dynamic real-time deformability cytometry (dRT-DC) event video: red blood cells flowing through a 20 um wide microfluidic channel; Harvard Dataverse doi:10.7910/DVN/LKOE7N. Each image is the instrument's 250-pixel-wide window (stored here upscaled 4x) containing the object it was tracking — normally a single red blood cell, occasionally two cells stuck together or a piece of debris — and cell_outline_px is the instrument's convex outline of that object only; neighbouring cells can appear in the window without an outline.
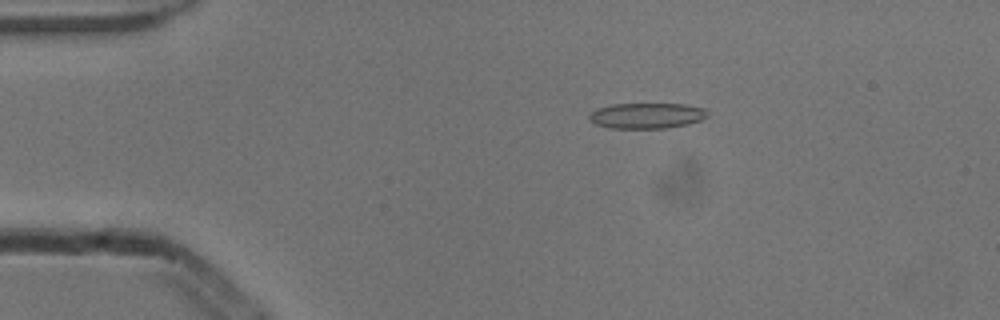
{"species": "common noctule bat (a hibernating species)", "species_latin": "Nyctalus noctula", "temperature_condition": "cold", "stored_images_in_passage": 53, "camera_frame_rate_fps": 3000, "um_per_image_px": 0.085, "animal": {"sex": "male", "body_mass_g": 13.3}, "frame": {"image": 1, "passage_image": 10, "time_ms": 3.0, "image_size_px": [1000, 320], "cell_outline_px": [[708, 116], [700, 120], [688, 124], [668, 128], [612, 128], [596, 124], [588, 116], [596, 108], [612, 104], [684, 104], [704, 108], [708, 112]], "centroid_in_image_um": [55.0, 9.83], "position_along_channel_um": 30.0, "area_um2": 17.57}}
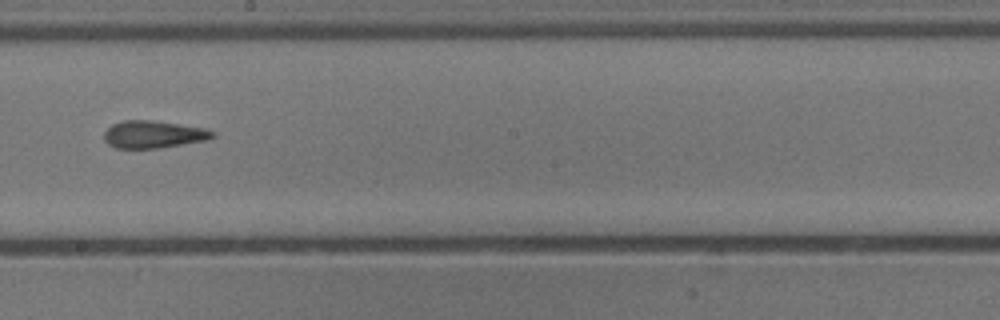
{"frame": {"image": 2, "passage_image": 30, "time_ms": 9.667, "image_size_px": [1000, 320], "cell_outline_px": [[216, 136], [208, 140], [156, 148], [116, 148], [108, 144], [104, 140], [104, 132], [112, 124], [120, 120], [152, 120], [208, 128], [216, 132]], "centroid_in_image_um": [13.07, 11.41], "position_along_channel_um": 235.1, "area_um2": 17.51}}
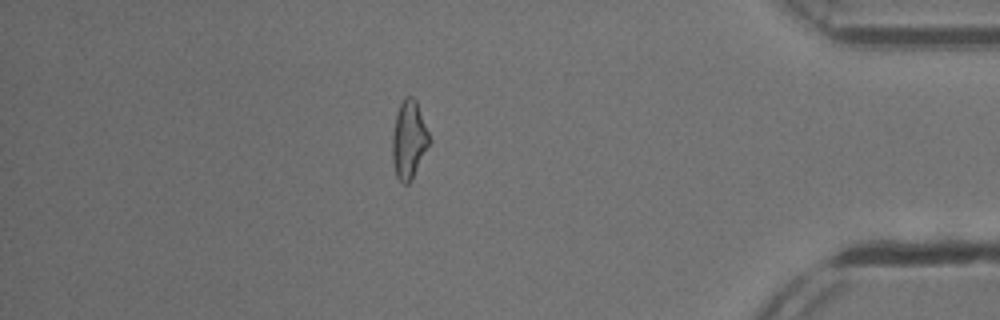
{"frame": {"image": 3, "passage_image": 46, "time_ms": 15.0, "image_size_px": [1000, 320], "cell_outline_px": [[432, 140], [412, 180], [408, 184], [404, 184], [396, 176], [392, 160], [392, 136], [396, 112], [404, 96], [412, 96], [416, 100]], "centroid_in_image_um": [34.76, 11.88], "position_along_channel_um": 400.4, "area_um2": 17.11}, "authors_computed_cell_mechanics": {"area_um2": 17.2822, "velocity_mm_per_s": 3.8649, "shape_relaxation_time_tau1_ms": 7.312, "shape_relaxation_time_tau2_ms": 3.3608, "deformation_change_tau1": 0.2239, "deformation_change_tau2": 0.1379}}